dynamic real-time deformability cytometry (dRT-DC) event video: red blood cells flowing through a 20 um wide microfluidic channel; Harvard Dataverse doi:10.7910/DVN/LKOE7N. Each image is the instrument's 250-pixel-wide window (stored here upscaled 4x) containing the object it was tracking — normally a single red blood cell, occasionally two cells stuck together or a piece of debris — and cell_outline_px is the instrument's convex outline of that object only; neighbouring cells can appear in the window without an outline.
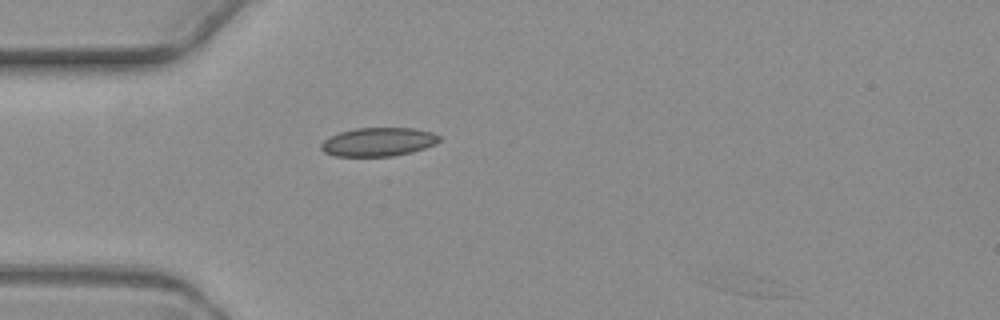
{"species": "common noctule bat (a hibernating species)", "species_latin": "Nyctalus noctula", "temperature_condition": "warm", "stored_images_in_passage": 5, "camera_frame_rate_fps": 3000, "um_per_image_px": 0.085, "animal": {"sex": "female", "body_mass_g": 19.3, "forearm_length_mm": 54.1}, "frame": {"image": 1, "passage_image": 1, "time_ms": 0.0, "image_size_px": [1000, 320], "cell_outline_px": [[792, 296], [748, 296], [728, 292], [704, 284], [700, 280], [736, 272], [744, 272], [764, 276], [784, 284]], "centroid_in_image_um": [63.57, 24.21], "position_along_channel_um": 21.4, "area_um2": 10.35}}
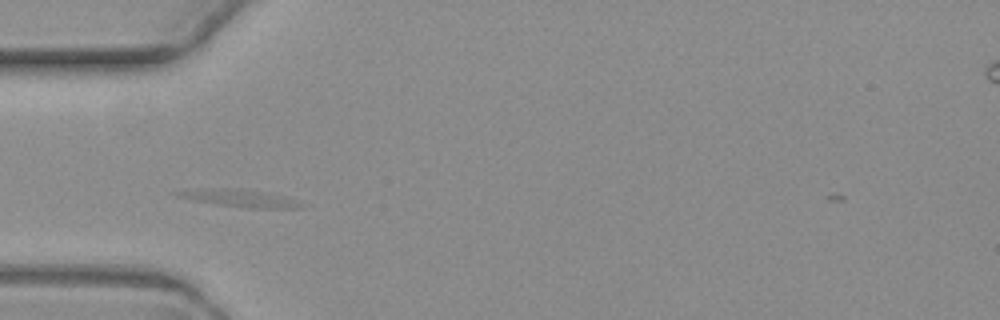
{"frame": {"image": 2, "passage_image": 4, "time_ms": 3.667, "image_size_px": [1000, 320], "cell_outline_px": [[304, 204], [300, 208], [252, 208], [216, 204], [176, 196], [168, 192], [188, 188], [240, 188], [284, 196], [296, 200]], "centroid_in_image_um": [20.25, 16.82], "position_along_channel_um": 64.7, "area_um2": 12.72}}
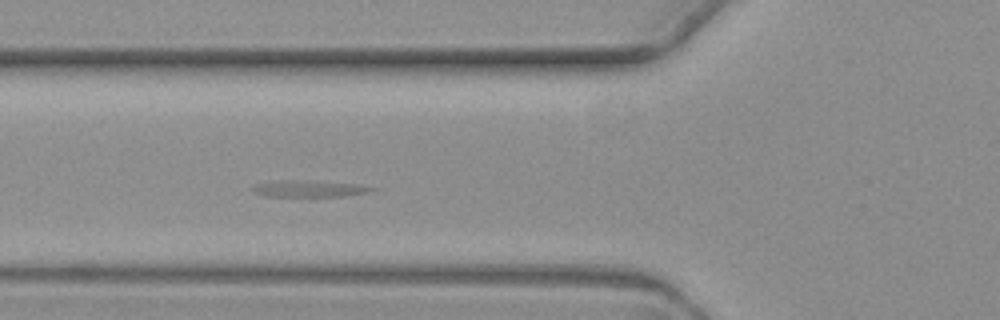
{"frame": {"image": 3, "passage_image": 5, "time_ms": 4.667, "image_size_px": [1000, 320], "cell_outline_px": [[380, 188], [368, 192], [348, 196], [264, 196], [252, 192], [252, 188], [256, 184], [288, 180], [296, 180], [352, 184]], "centroid_in_image_um": [26.28, 16.05], "position_along_channel_um": 99.5, "area_um2": 11.16}}